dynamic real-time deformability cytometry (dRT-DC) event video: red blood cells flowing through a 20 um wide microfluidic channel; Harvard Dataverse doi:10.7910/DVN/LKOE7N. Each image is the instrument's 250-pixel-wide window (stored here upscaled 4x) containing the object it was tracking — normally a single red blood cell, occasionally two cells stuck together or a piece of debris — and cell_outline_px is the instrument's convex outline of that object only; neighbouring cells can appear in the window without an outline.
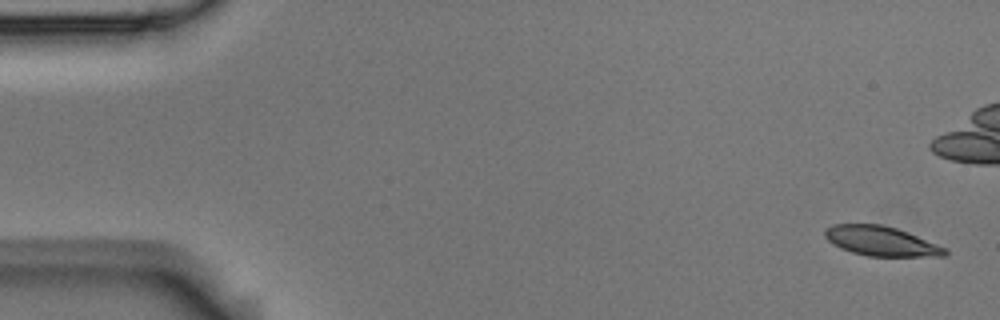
{"species": "Egyptian fruit bat (a non-hibernating species)", "species_latin": "Rousettus aegyptiacus", "temperature_condition": "room temperature", "stored_images_in_passage": 5, "camera_frame_rate_fps": 3000, "um_per_image_px": 0.085, "animal": {"sex": "male"}, "frame": {"image": 1, "passage_image": 1, "time_ms": 0.0, "image_size_px": [1000, 320], "cell_outline_px": [[948, 252], [944, 256], [868, 256], [852, 252], [840, 248], [832, 244], [824, 236], [824, 228], [832, 224], [880, 224], [896, 228], [908, 232], [948, 248]], "centroid_in_image_um": [74.88, 20.49], "position_along_channel_um": 10.1, "area_um2": 20.87}}